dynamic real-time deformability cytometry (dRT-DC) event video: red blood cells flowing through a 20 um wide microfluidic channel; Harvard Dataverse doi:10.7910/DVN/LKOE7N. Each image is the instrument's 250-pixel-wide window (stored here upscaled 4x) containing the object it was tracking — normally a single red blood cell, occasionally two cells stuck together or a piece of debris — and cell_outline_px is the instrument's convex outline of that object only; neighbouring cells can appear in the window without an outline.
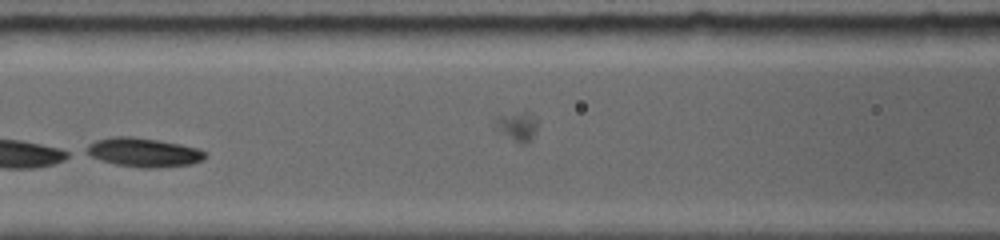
{"species": "common noctule bat (a hibernating species)", "species_latin": "Nyctalus noctula", "temperature_condition": "room temperature", "stored_images_in_passage": 6, "camera_frame_rate_fps": 5000, "um_per_image_px": 0.085, "animal": {"sex": "female", "body_mass_g": 19.0, "forearm_length_mm": 56.7}, "frame": {"image": 1, "passage_image": 4, "time_ms": 2.6, "image_size_px": [1000, 240], "cell_outline_px": [[204, 160], [192, 164], [156, 168], [140, 168], [116, 164], [100, 160], [84, 152], [88, 144], [100, 140], [120, 136], [124, 136], [156, 140], [196, 148], [204, 152]], "centroid_in_image_um": [12.19, 12.98], "position_along_channel_um": 154.4, "area_um2": 19.54}}